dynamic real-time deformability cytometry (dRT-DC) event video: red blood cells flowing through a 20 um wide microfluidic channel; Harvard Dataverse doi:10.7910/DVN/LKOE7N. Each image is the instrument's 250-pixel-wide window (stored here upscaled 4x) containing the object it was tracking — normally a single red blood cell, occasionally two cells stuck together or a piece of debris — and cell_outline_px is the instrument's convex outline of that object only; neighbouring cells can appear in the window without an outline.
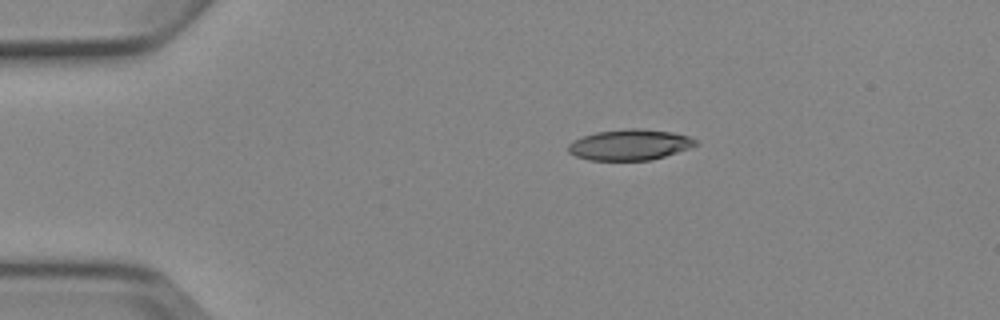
{"species": "Egyptian fruit bat (a non-hibernating species)", "species_latin": "Rousettus aegyptiacus", "temperature_condition": "cold", "stored_images_in_passage": 3, "camera_frame_rate_fps": 3000, "um_per_image_px": 0.085, "animal": {"sex": "female"}, "frame": {"image": 1, "passage_image": 1, "time_ms": 0.0, "image_size_px": [1000, 320], "cell_outline_px": [[700, 144], [652, 160], [588, 160], [576, 156], [568, 152], [568, 144], [572, 140], [596, 132], [628, 128], [640, 128], [672, 132], [688, 136], [696, 140]], "centroid_in_image_um": [53.51, 12.3], "position_along_channel_um": 31.5, "area_um2": 22.83}}
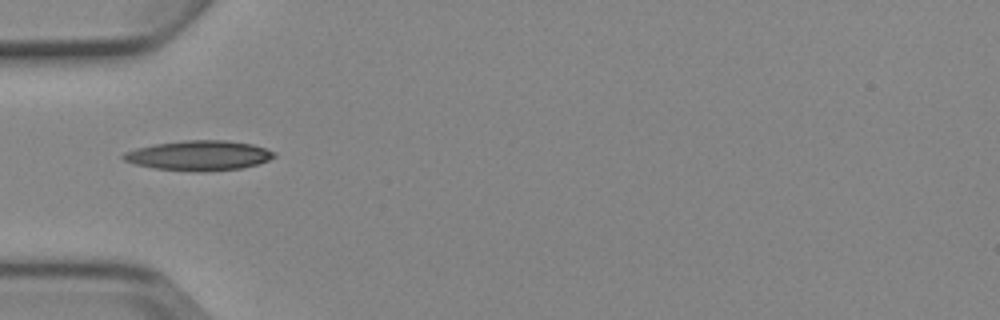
{"frame": {"image": 2, "passage_image": 3, "time_ms": 2.333, "image_size_px": [1000, 320], "cell_outline_px": [[276, 156], [268, 160], [256, 164], [240, 168], [204, 172], [196, 172], [152, 168], [136, 164], [124, 160], [120, 156], [124, 152], [136, 148], [156, 144], [184, 140], [228, 140], [252, 144], [276, 152]], "centroid_in_image_um": [16.9, 13.22], "position_along_channel_um": 68.1, "area_um2": 26.3}}